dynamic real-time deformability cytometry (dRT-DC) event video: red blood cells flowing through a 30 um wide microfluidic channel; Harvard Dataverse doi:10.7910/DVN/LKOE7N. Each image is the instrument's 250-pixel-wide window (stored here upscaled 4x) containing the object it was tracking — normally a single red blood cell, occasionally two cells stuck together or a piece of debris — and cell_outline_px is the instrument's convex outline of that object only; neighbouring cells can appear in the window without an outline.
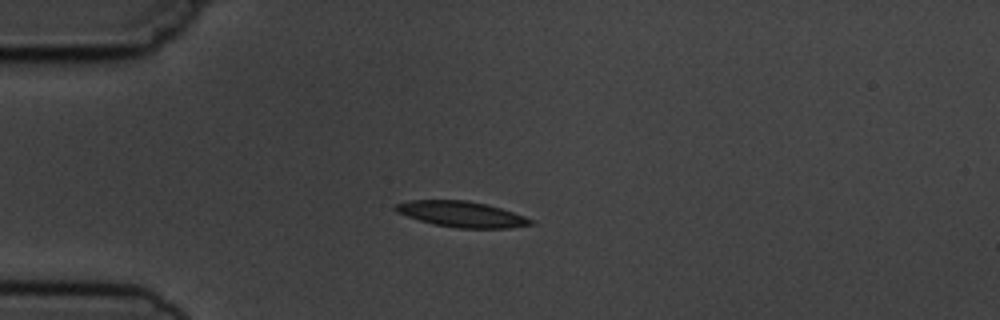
{"species": "common noctule bat (a hibernating species)", "species_latin": "Nyctalus noctula", "temperature_condition": "cold", "stored_images_in_passage": 5, "camera_frame_rate_fps": 3000, "um_per_image_px": 0.085, "animal": {"sex": "male", "body_mass_g": 19.5, "forearm_length_mm": 54.6}, "frame": {"image": 1, "passage_image": 3, "time_ms": 2.333, "image_size_px": [1000, 320], "cell_outline_px": [[536, 224], [512, 228], [456, 228], [432, 224], [396, 212], [392, 208], [396, 204], [412, 200], [468, 200], [488, 204], [536, 220]], "centroid_in_image_um": [39.28, 18.21], "position_along_channel_um": 45.7, "area_um2": 20.46}}
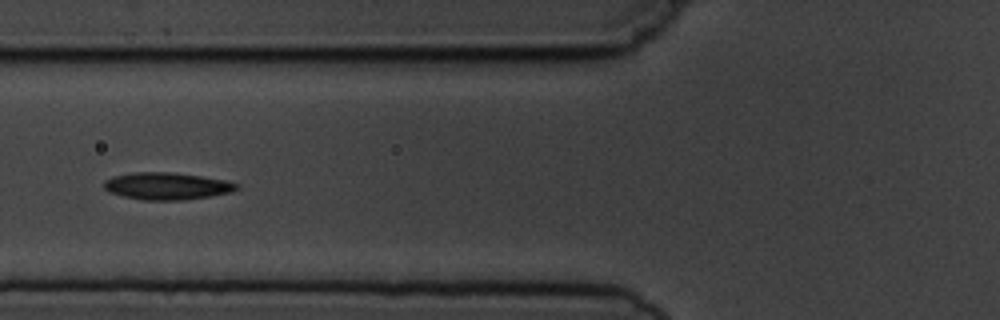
{"frame": {"image": 2, "passage_image": 5, "time_ms": 4.667, "image_size_px": [1000, 320], "cell_outline_px": [[240, 188], [232, 192], [212, 196], [184, 200], [144, 200], [124, 196], [108, 192], [104, 188], [104, 180], [112, 176], [132, 172], [172, 172], [200, 176], [224, 180], [240, 184]], "centroid_in_image_um": [14.19, 15.81], "position_along_channel_um": 111.6, "area_um2": 21.15}}